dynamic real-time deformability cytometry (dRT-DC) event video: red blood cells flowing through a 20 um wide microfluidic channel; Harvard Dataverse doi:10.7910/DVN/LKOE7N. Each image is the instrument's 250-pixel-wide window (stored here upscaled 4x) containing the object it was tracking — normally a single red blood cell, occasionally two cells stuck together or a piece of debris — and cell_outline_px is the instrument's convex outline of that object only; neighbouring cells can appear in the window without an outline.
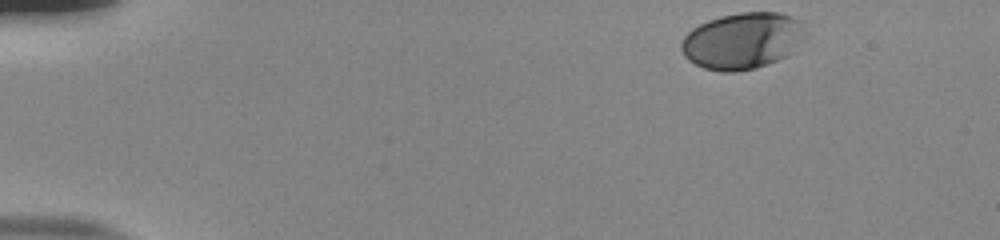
{"species": "human", "species_latin": "Homo sapiens", "temperature_condition": "room temperature", "stored_images_in_passage": 42, "camera_frame_rate_fps": 3000, "um_per_image_px": 0.085, "donor": {"sex": "male"}, "frame": {"image": 1, "passage_image": 1, "time_ms": 0.0, "image_size_px": [1000, 240], "cell_outline_px": [[808, 36], [792, 52], [776, 60], [756, 68], [736, 72], [724, 72], [704, 68], [688, 60], [684, 56], [680, 48], [680, 40], [692, 28], [708, 20], [720, 16], [740, 12], [780, 12], [792, 16], [808, 24]], "centroid_in_image_um": [63.16, 3.44], "position_along_channel_um": 21.8, "area_um2": 41.56}}
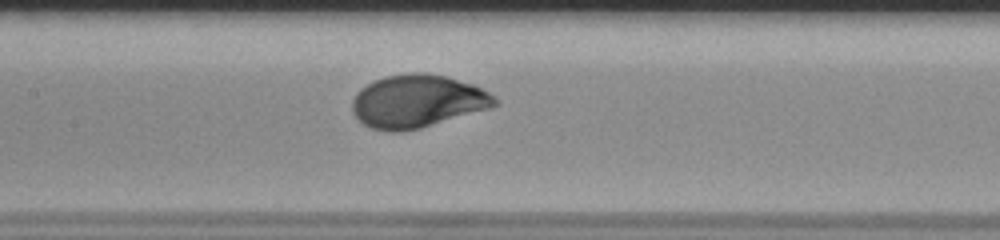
{"frame": {"image": 2, "passage_image": 22, "time_ms": 7.0, "image_size_px": [1000, 240], "cell_outline_px": [[500, 104], [488, 108], [420, 128], [400, 132], [388, 132], [372, 128], [364, 124], [352, 112], [352, 100], [356, 92], [360, 88], [384, 76], [408, 72], [424, 72], [444, 76], [472, 84], [496, 96]], "centroid_in_image_um": [35.45, 8.6], "position_along_channel_um": 171.9, "area_um2": 43.81}}
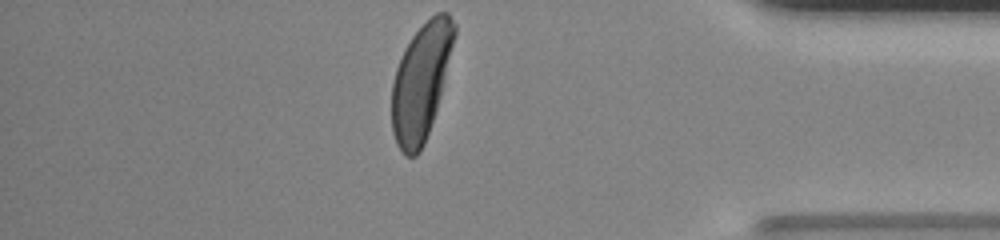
{"frame": {"image": 3, "passage_image": 42, "time_ms": 13.667, "image_size_px": [1000, 240], "cell_outline_px": [[456, 32], [436, 108], [424, 144], [420, 152], [416, 156], [404, 156], [396, 144], [392, 132], [392, 84], [396, 68], [412, 36], [436, 12], [448, 12], [456, 24]], "centroid_in_image_um": [35.77, 6.98], "position_along_channel_um": 399.4, "area_um2": 41.5}, "authors_computed_cell_mechanics": {"area_um2": 42.3674, "velocity_mm_per_s": 3.7989, "shape_relaxation_time_tau1_ms": 2.2483, "shape_relaxation_time_tau2_ms": null, "deformation_change_tau1": 0.17, "deformation_change_tau2": null}}